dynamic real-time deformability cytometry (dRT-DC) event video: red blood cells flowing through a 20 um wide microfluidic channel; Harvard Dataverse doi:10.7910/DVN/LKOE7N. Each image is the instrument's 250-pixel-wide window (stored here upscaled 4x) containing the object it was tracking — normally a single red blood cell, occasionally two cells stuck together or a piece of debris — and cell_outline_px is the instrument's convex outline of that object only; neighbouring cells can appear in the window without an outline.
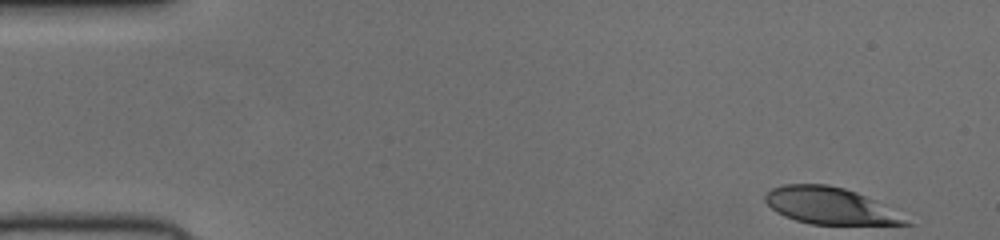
{"species": "human", "species_latin": "Homo sapiens", "temperature_condition": "cold", "stored_images_in_passage": 49, "camera_frame_rate_fps": 3000, "um_per_image_px": 0.085, "donor": {"sex": "female"}, "frame": {"image": 1, "passage_image": 1, "time_ms": 0.0, "image_size_px": [1000, 240], "cell_outline_px": [[916, 224], [812, 224], [796, 220], [784, 216], [776, 212], [764, 200], [764, 196], [772, 188], [784, 184], [828, 184], [844, 188], [856, 192], [872, 200]], "centroid_in_image_um": [70.46, 17.49], "position_along_channel_um": 14.5, "area_um2": 29.36}}
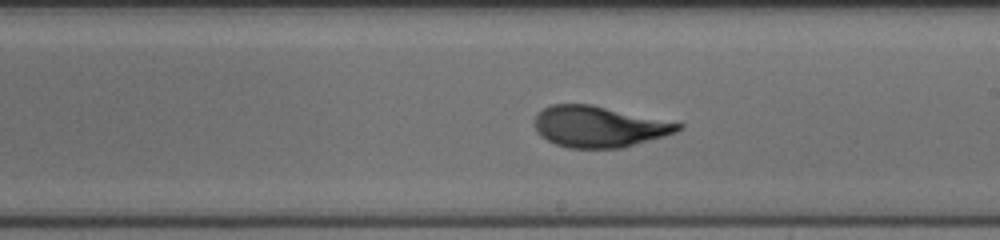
{"frame": {"image": 2, "passage_image": 27, "time_ms": 8.667, "image_size_px": [1000, 240], "cell_outline_px": [[684, 128], [676, 132], [664, 136], [624, 148], [568, 148], [556, 144], [540, 136], [536, 132], [536, 112], [552, 104], [592, 104], [684, 124]], "centroid_in_image_um": [50.92, 10.76], "position_along_channel_um": 238.1, "area_um2": 34.45}}
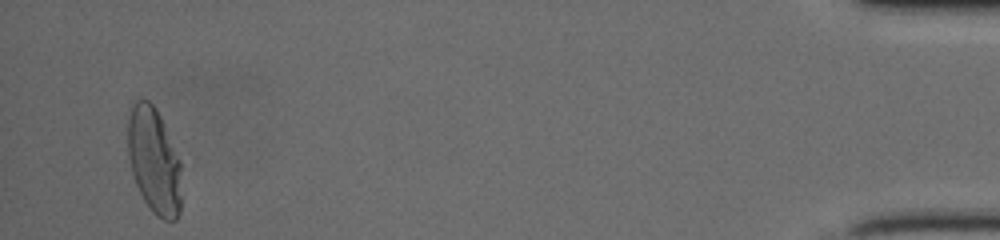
{"frame": {"image": 3, "passage_image": 47, "time_ms": 15.333, "image_size_px": [1000, 240], "cell_outline_px": [[180, 212], [176, 220], [164, 220], [156, 216], [152, 212], [144, 200], [132, 176], [128, 156], [128, 116], [132, 100], [148, 100], [156, 108], [164, 124], [180, 160]], "centroid_in_image_um": [13.07, 13.65], "position_along_channel_um": 422.1, "area_um2": 33.29}}